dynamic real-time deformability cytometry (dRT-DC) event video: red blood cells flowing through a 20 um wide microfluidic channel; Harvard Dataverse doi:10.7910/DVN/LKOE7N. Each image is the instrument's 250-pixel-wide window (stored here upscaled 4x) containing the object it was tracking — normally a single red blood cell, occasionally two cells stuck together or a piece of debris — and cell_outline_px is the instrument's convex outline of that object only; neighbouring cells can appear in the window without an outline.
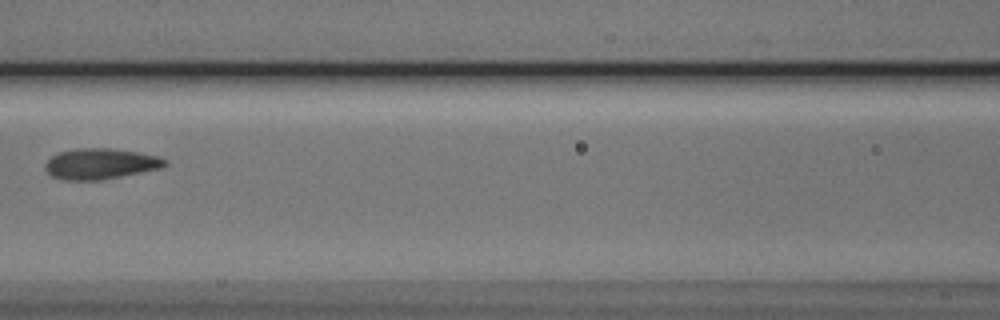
{"species": "Egyptian fruit bat (a non-hibernating species)", "species_latin": "Rousettus aegyptiacus", "temperature_condition": "cold", "stored_images_in_passage": 7, "camera_frame_rate_fps": 3000, "um_per_image_px": 0.085, "animal": {"sex": "male"}, "frame": {"image": 1, "passage_image": 6, "time_ms": 6.667, "image_size_px": [1000, 320], "cell_outline_px": [[168, 164], [160, 168], [100, 180], [60, 180], [52, 176], [44, 168], [44, 164], [52, 156], [60, 152], [76, 148], [108, 148], [136, 152], [160, 156], [168, 160]], "centroid_in_image_um": [8.52, 13.92], "position_along_channel_um": 158.1, "area_um2": 21.39}}
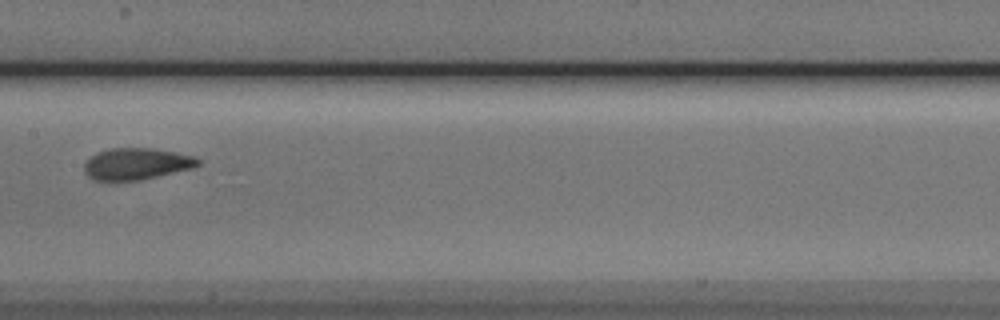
{"frame": {"image": 2, "passage_image": 7, "time_ms": 7.667, "image_size_px": [1000, 320], "cell_outline_px": [[200, 164], [192, 168], [140, 180], [92, 180], [84, 172], [84, 164], [96, 152], [108, 148], [152, 148], [176, 152], [192, 156], [200, 160]], "centroid_in_image_um": [11.58, 13.92], "position_along_channel_um": 195.8, "area_um2": 20.87}}